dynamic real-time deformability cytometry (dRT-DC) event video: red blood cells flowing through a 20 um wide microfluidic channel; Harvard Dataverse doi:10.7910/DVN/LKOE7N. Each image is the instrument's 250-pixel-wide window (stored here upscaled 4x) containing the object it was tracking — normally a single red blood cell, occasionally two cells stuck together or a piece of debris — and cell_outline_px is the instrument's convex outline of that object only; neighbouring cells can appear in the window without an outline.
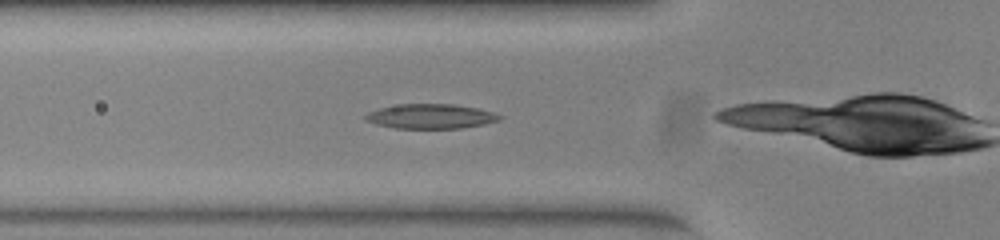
{"species": "common noctule bat (a hibernating species)", "species_latin": "Nyctalus noctula", "temperature_condition": "warm", "stored_images_in_passage": 27, "camera_frame_rate_fps": 3000, "um_per_image_px": 0.085, "animal": {"sex": "female", "body_mass_g": 23.0, "forearm_length_mm": 53.4}, "frame": {"image": 1, "passage_image": 11, "time_ms": 3.333, "image_size_px": [1000, 240], "cell_outline_px": [[504, 116], [500, 120], [484, 124], [460, 128], [396, 128], [376, 124], [364, 120], [364, 116], [368, 112], [380, 108], [400, 104], [452, 104], [480, 108]], "centroid_in_image_um": [36.63, 9.88], "position_along_channel_um": 89.2, "area_um2": 19.25}}
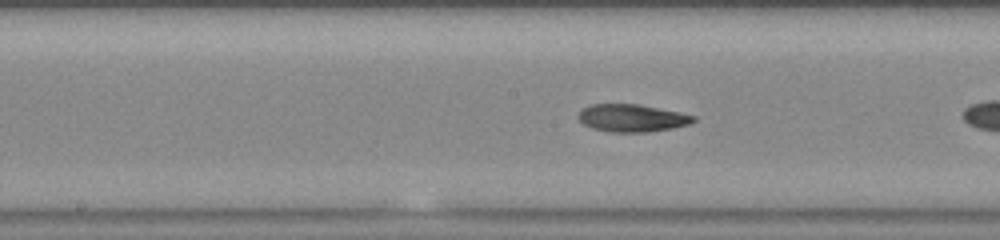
{"frame": {"image": 2, "passage_image": 19, "time_ms": 6.0, "image_size_px": [1000, 240], "cell_outline_px": [[696, 120], [688, 124], [672, 128], [648, 132], [612, 132], [592, 128], [584, 124], [576, 116], [584, 108], [592, 104], [640, 104], [696, 116]], "centroid_in_image_um": [53.71, 10.03], "position_along_channel_um": 194.5, "area_um2": 18.32}}